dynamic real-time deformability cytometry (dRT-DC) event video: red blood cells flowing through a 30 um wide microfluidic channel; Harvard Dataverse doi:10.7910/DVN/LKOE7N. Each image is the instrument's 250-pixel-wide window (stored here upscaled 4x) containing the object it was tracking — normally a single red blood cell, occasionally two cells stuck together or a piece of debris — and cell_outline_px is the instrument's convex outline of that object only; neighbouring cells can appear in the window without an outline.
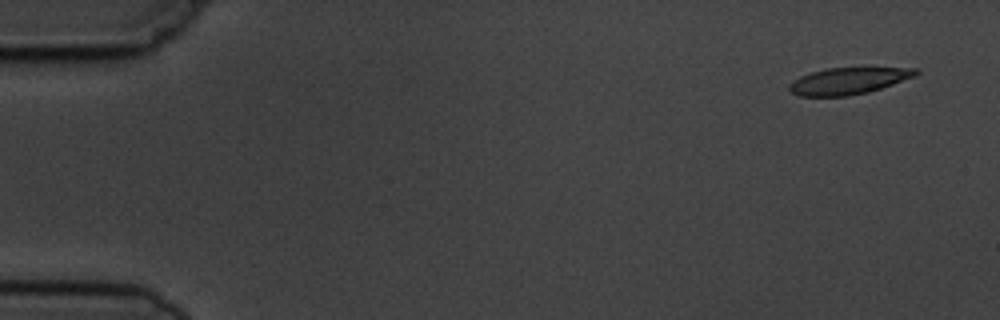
{"species": "common noctule bat (a hibernating species)", "species_latin": "Nyctalus noctula", "temperature_condition": "cold", "stored_images_in_passage": 5, "camera_frame_rate_fps": 3000, "um_per_image_px": 0.085, "animal": {"sex": "male", "body_mass_g": 19.5, "forearm_length_mm": 54.6}, "frame": {"image": 1, "passage_image": 1, "time_ms": 0.0, "image_size_px": [1000, 320], "cell_outline_px": [[920, 72], [916, 76], [868, 92], [848, 96], [796, 96], [788, 88], [788, 84], [792, 80], [800, 76], [812, 72], [828, 68], [920, 68]], "centroid_in_image_um": [72.09, 6.88], "position_along_channel_um": 12.9, "area_um2": 19.65}}
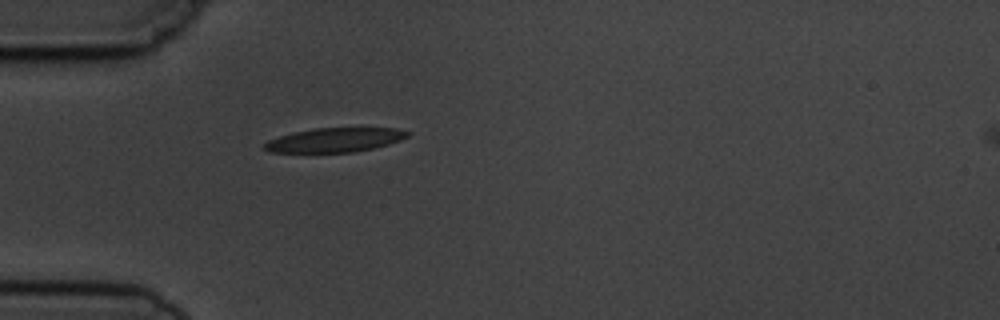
{"frame": {"image": 2, "passage_image": 4, "time_ms": 4.333, "image_size_px": [1000, 320], "cell_outline_px": [[412, 132], [408, 136], [400, 140], [388, 144], [372, 148], [352, 152], [268, 152], [264, 148], [264, 144], [268, 140], [280, 136], [312, 128], [396, 128]], "centroid_in_image_um": [28.47, 11.89], "position_along_channel_um": 56.5, "area_um2": 20.0}}